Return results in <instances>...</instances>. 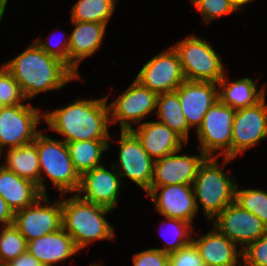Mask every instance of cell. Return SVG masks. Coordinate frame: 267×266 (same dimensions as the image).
I'll return each instance as SVG.
<instances>
[{
    "mask_svg": "<svg viewBox=\"0 0 267 266\" xmlns=\"http://www.w3.org/2000/svg\"><path fill=\"white\" fill-rule=\"evenodd\" d=\"M50 41L49 39H46V41H44L42 40V38H38L35 43L45 53L60 59L69 66V36L67 37V39H64L60 42L58 41V44L56 45L51 43Z\"/></svg>",
    "mask_w": 267,
    "mask_h": 266,
    "instance_id": "cell-37",
    "label": "cell"
},
{
    "mask_svg": "<svg viewBox=\"0 0 267 266\" xmlns=\"http://www.w3.org/2000/svg\"><path fill=\"white\" fill-rule=\"evenodd\" d=\"M146 194L160 215L193 224L198 211L193 185L151 186Z\"/></svg>",
    "mask_w": 267,
    "mask_h": 266,
    "instance_id": "cell-15",
    "label": "cell"
},
{
    "mask_svg": "<svg viewBox=\"0 0 267 266\" xmlns=\"http://www.w3.org/2000/svg\"><path fill=\"white\" fill-rule=\"evenodd\" d=\"M178 152L181 150L155 160L151 186L193 185L198 168L207 156L200 150L198 156Z\"/></svg>",
    "mask_w": 267,
    "mask_h": 266,
    "instance_id": "cell-17",
    "label": "cell"
},
{
    "mask_svg": "<svg viewBox=\"0 0 267 266\" xmlns=\"http://www.w3.org/2000/svg\"><path fill=\"white\" fill-rule=\"evenodd\" d=\"M135 80L157 95L174 92L186 80L174 47L164 49L151 60H148Z\"/></svg>",
    "mask_w": 267,
    "mask_h": 266,
    "instance_id": "cell-11",
    "label": "cell"
},
{
    "mask_svg": "<svg viewBox=\"0 0 267 266\" xmlns=\"http://www.w3.org/2000/svg\"><path fill=\"white\" fill-rule=\"evenodd\" d=\"M242 266H267V233L242 250Z\"/></svg>",
    "mask_w": 267,
    "mask_h": 266,
    "instance_id": "cell-34",
    "label": "cell"
},
{
    "mask_svg": "<svg viewBox=\"0 0 267 266\" xmlns=\"http://www.w3.org/2000/svg\"><path fill=\"white\" fill-rule=\"evenodd\" d=\"M235 112L234 108L223 104L218 99L209 108L200 127L195 131L200 143L198 150L207 157L218 158L224 155V165L231 160L232 126Z\"/></svg>",
    "mask_w": 267,
    "mask_h": 266,
    "instance_id": "cell-7",
    "label": "cell"
},
{
    "mask_svg": "<svg viewBox=\"0 0 267 266\" xmlns=\"http://www.w3.org/2000/svg\"><path fill=\"white\" fill-rule=\"evenodd\" d=\"M26 251L27 241L18 229L13 224L3 226L0 230V265H6Z\"/></svg>",
    "mask_w": 267,
    "mask_h": 266,
    "instance_id": "cell-29",
    "label": "cell"
},
{
    "mask_svg": "<svg viewBox=\"0 0 267 266\" xmlns=\"http://www.w3.org/2000/svg\"><path fill=\"white\" fill-rule=\"evenodd\" d=\"M168 266H205V264L199 255L198 249L191 242L189 245L169 254Z\"/></svg>",
    "mask_w": 267,
    "mask_h": 266,
    "instance_id": "cell-35",
    "label": "cell"
},
{
    "mask_svg": "<svg viewBox=\"0 0 267 266\" xmlns=\"http://www.w3.org/2000/svg\"><path fill=\"white\" fill-rule=\"evenodd\" d=\"M164 223H169L171 225L169 226L171 229L170 231H168L171 233L168 234L171 235V239L172 237L173 239L168 240L169 235H166L168 236L167 239H165V237L163 238L165 239V246L163 248L157 249L170 254L172 252L178 251L180 248L185 247L192 242V233L194 234V228L192 227L193 224L183 220L167 217H165V220H163L162 224ZM163 236H165V234Z\"/></svg>",
    "mask_w": 267,
    "mask_h": 266,
    "instance_id": "cell-31",
    "label": "cell"
},
{
    "mask_svg": "<svg viewBox=\"0 0 267 266\" xmlns=\"http://www.w3.org/2000/svg\"><path fill=\"white\" fill-rule=\"evenodd\" d=\"M71 22L75 27L69 34V67L81 78L78 72L80 63L101 48L107 25L95 22Z\"/></svg>",
    "mask_w": 267,
    "mask_h": 266,
    "instance_id": "cell-20",
    "label": "cell"
},
{
    "mask_svg": "<svg viewBox=\"0 0 267 266\" xmlns=\"http://www.w3.org/2000/svg\"><path fill=\"white\" fill-rule=\"evenodd\" d=\"M8 1L9 0H0V22L3 19Z\"/></svg>",
    "mask_w": 267,
    "mask_h": 266,
    "instance_id": "cell-41",
    "label": "cell"
},
{
    "mask_svg": "<svg viewBox=\"0 0 267 266\" xmlns=\"http://www.w3.org/2000/svg\"><path fill=\"white\" fill-rule=\"evenodd\" d=\"M198 13L201 14L204 23L210 24L216 18L236 12L230 0H189Z\"/></svg>",
    "mask_w": 267,
    "mask_h": 266,
    "instance_id": "cell-32",
    "label": "cell"
},
{
    "mask_svg": "<svg viewBox=\"0 0 267 266\" xmlns=\"http://www.w3.org/2000/svg\"><path fill=\"white\" fill-rule=\"evenodd\" d=\"M108 96L95 100L76 97L65 107L43 113L48 128L59 133L65 143L82 140L110 139Z\"/></svg>",
    "mask_w": 267,
    "mask_h": 266,
    "instance_id": "cell-2",
    "label": "cell"
},
{
    "mask_svg": "<svg viewBox=\"0 0 267 266\" xmlns=\"http://www.w3.org/2000/svg\"><path fill=\"white\" fill-rule=\"evenodd\" d=\"M118 164H112L122 176L129 178L146 193L151 188L155 160L149 156L132 130H121Z\"/></svg>",
    "mask_w": 267,
    "mask_h": 266,
    "instance_id": "cell-9",
    "label": "cell"
},
{
    "mask_svg": "<svg viewBox=\"0 0 267 266\" xmlns=\"http://www.w3.org/2000/svg\"><path fill=\"white\" fill-rule=\"evenodd\" d=\"M217 88L219 100L235 110L254 106L266 96V87L258 90L257 81L249 77L228 82L224 74Z\"/></svg>",
    "mask_w": 267,
    "mask_h": 266,
    "instance_id": "cell-23",
    "label": "cell"
},
{
    "mask_svg": "<svg viewBox=\"0 0 267 266\" xmlns=\"http://www.w3.org/2000/svg\"><path fill=\"white\" fill-rule=\"evenodd\" d=\"M267 137L266 96L256 105L238 109L234 115L231 160Z\"/></svg>",
    "mask_w": 267,
    "mask_h": 266,
    "instance_id": "cell-14",
    "label": "cell"
},
{
    "mask_svg": "<svg viewBox=\"0 0 267 266\" xmlns=\"http://www.w3.org/2000/svg\"><path fill=\"white\" fill-rule=\"evenodd\" d=\"M140 139L151 158L157 160L182 150L186 142L172 129L159 121H148L131 129Z\"/></svg>",
    "mask_w": 267,
    "mask_h": 266,
    "instance_id": "cell-21",
    "label": "cell"
},
{
    "mask_svg": "<svg viewBox=\"0 0 267 266\" xmlns=\"http://www.w3.org/2000/svg\"><path fill=\"white\" fill-rule=\"evenodd\" d=\"M4 167L21 178L32 181L39 189V156L37 145L33 141L16 148L5 149Z\"/></svg>",
    "mask_w": 267,
    "mask_h": 266,
    "instance_id": "cell-25",
    "label": "cell"
},
{
    "mask_svg": "<svg viewBox=\"0 0 267 266\" xmlns=\"http://www.w3.org/2000/svg\"><path fill=\"white\" fill-rule=\"evenodd\" d=\"M31 105L5 106L0 110V146L4 150L29 144L40 132L37 126L43 114Z\"/></svg>",
    "mask_w": 267,
    "mask_h": 266,
    "instance_id": "cell-8",
    "label": "cell"
},
{
    "mask_svg": "<svg viewBox=\"0 0 267 266\" xmlns=\"http://www.w3.org/2000/svg\"><path fill=\"white\" fill-rule=\"evenodd\" d=\"M0 100L5 106L24 104L26 101L18 82L4 65L0 68Z\"/></svg>",
    "mask_w": 267,
    "mask_h": 266,
    "instance_id": "cell-33",
    "label": "cell"
},
{
    "mask_svg": "<svg viewBox=\"0 0 267 266\" xmlns=\"http://www.w3.org/2000/svg\"><path fill=\"white\" fill-rule=\"evenodd\" d=\"M5 107V104L0 100V110H2Z\"/></svg>",
    "mask_w": 267,
    "mask_h": 266,
    "instance_id": "cell-43",
    "label": "cell"
},
{
    "mask_svg": "<svg viewBox=\"0 0 267 266\" xmlns=\"http://www.w3.org/2000/svg\"><path fill=\"white\" fill-rule=\"evenodd\" d=\"M212 225L244 250L250 243L267 233V226L254 214L233 202L219 213Z\"/></svg>",
    "mask_w": 267,
    "mask_h": 266,
    "instance_id": "cell-13",
    "label": "cell"
},
{
    "mask_svg": "<svg viewBox=\"0 0 267 266\" xmlns=\"http://www.w3.org/2000/svg\"><path fill=\"white\" fill-rule=\"evenodd\" d=\"M73 165L81 176L83 173L103 165V152L108 150V140H82L66 143Z\"/></svg>",
    "mask_w": 267,
    "mask_h": 266,
    "instance_id": "cell-27",
    "label": "cell"
},
{
    "mask_svg": "<svg viewBox=\"0 0 267 266\" xmlns=\"http://www.w3.org/2000/svg\"><path fill=\"white\" fill-rule=\"evenodd\" d=\"M157 94L134 79L132 84L109 103L110 123H119L120 130H131V124L144 120L156 111ZM132 121V122H131Z\"/></svg>",
    "mask_w": 267,
    "mask_h": 266,
    "instance_id": "cell-12",
    "label": "cell"
},
{
    "mask_svg": "<svg viewBox=\"0 0 267 266\" xmlns=\"http://www.w3.org/2000/svg\"><path fill=\"white\" fill-rule=\"evenodd\" d=\"M61 201L62 228L79 251L95 240L114 239V227L105 218L112 209L85 201L77 194Z\"/></svg>",
    "mask_w": 267,
    "mask_h": 266,
    "instance_id": "cell-3",
    "label": "cell"
},
{
    "mask_svg": "<svg viewBox=\"0 0 267 266\" xmlns=\"http://www.w3.org/2000/svg\"><path fill=\"white\" fill-rule=\"evenodd\" d=\"M3 65L18 82L26 100L62 89L79 78L66 63L45 53L35 42Z\"/></svg>",
    "mask_w": 267,
    "mask_h": 266,
    "instance_id": "cell-1",
    "label": "cell"
},
{
    "mask_svg": "<svg viewBox=\"0 0 267 266\" xmlns=\"http://www.w3.org/2000/svg\"><path fill=\"white\" fill-rule=\"evenodd\" d=\"M50 203L47 194L41 195L32 205L14 212L13 225L27 242L62 228V201Z\"/></svg>",
    "mask_w": 267,
    "mask_h": 266,
    "instance_id": "cell-10",
    "label": "cell"
},
{
    "mask_svg": "<svg viewBox=\"0 0 267 266\" xmlns=\"http://www.w3.org/2000/svg\"><path fill=\"white\" fill-rule=\"evenodd\" d=\"M117 0H78L71 7V21L108 24Z\"/></svg>",
    "mask_w": 267,
    "mask_h": 266,
    "instance_id": "cell-28",
    "label": "cell"
},
{
    "mask_svg": "<svg viewBox=\"0 0 267 266\" xmlns=\"http://www.w3.org/2000/svg\"><path fill=\"white\" fill-rule=\"evenodd\" d=\"M27 251L43 266L57 265L79 252L73 239L63 228L27 242Z\"/></svg>",
    "mask_w": 267,
    "mask_h": 266,
    "instance_id": "cell-22",
    "label": "cell"
},
{
    "mask_svg": "<svg viewBox=\"0 0 267 266\" xmlns=\"http://www.w3.org/2000/svg\"><path fill=\"white\" fill-rule=\"evenodd\" d=\"M173 47L179 56L186 80L218 84L224 76L221 57L203 38L190 34Z\"/></svg>",
    "mask_w": 267,
    "mask_h": 266,
    "instance_id": "cell-6",
    "label": "cell"
},
{
    "mask_svg": "<svg viewBox=\"0 0 267 266\" xmlns=\"http://www.w3.org/2000/svg\"><path fill=\"white\" fill-rule=\"evenodd\" d=\"M195 239L192 236V243L198 249L205 266H242V250L237 251L238 246L214 226L212 231Z\"/></svg>",
    "mask_w": 267,
    "mask_h": 266,
    "instance_id": "cell-19",
    "label": "cell"
},
{
    "mask_svg": "<svg viewBox=\"0 0 267 266\" xmlns=\"http://www.w3.org/2000/svg\"><path fill=\"white\" fill-rule=\"evenodd\" d=\"M39 156V191L46 195L44 178H49L54 187L63 196L75 193L80 184V175L71 160L67 144L63 140H54L41 131L35 137ZM43 174V176H42ZM45 184V185H44Z\"/></svg>",
    "mask_w": 267,
    "mask_h": 266,
    "instance_id": "cell-4",
    "label": "cell"
},
{
    "mask_svg": "<svg viewBox=\"0 0 267 266\" xmlns=\"http://www.w3.org/2000/svg\"><path fill=\"white\" fill-rule=\"evenodd\" d=\"M6 266H43L32 254L28 251L22 253L17 258L11 260Z\"/></svg>",
    "mask_w": 267,
    "mask_h": 266,
    "instance_id": "cell-38",
    "label": "cell"
},
{
    "mask_svg": "<svg viewBox=\"0 0 267 266\" xmlns=\"http://www.w3.org/2000/svg\"><path fill=\"white\" fill-rule=\"evenodd\" d=\"M155 114L160 119L158 120L159 122L172 129L187 144L191 129L188 126L178 94L175 91L157 95Z\"/></svg>",
    "mask_w": 267,
    "mask_h": 266,
    "instance_id": "cell-26",
    "label": "cell"
},
{
    "mask_svg": "<svg viewBox=\"0 0 267 266\" xmlns=\"http://www.w3.org/2000/svg\"><path fill=\"white\" fill-rule=\"evenodd\" d=\"M0 195L14 211L32 205L42 194L36 184L14 172L0 168Z\"/></svg>",
    "mask_w": 267,
    "mask_h": 266,
    "instance_id": "cell-24",
    "label": "cell"
},
{
    "mask_svg": "<svg viewBox=\"0 0 267 266\" xmlns=\"http://www.w3.org/2000/svg\"><path fill=\"white\" fill-rule=\"evenodd\" d=\"M255 0H230L234 10L237 12L238 10H242V7L250 2Z\"/></svg>",
    "mask_w": 267,
    "mask_h": 266,
    "instance_id": "cell-40",
    "label": "cell"
},
{
    "mask_svg": "<svg viewBox=\"0 0 267 266\" xmlns=\"http://www.w3.org/2000/svg\"><path fill=\"white\" fill-rule=\"evenodd\" d=\"M217 86L213 82L185 80L175 90L190 129L198 130L209 108L219 99Z\"/></svg>",
    "mask_w": 267,
    "mask_h": 266,
    "instance_id": "cell-18",
    "label": "cell"
},
{
    "mask_svg": "<svg viewBox=\"0 0 267 266\" xmlns=\"http://www.w3.org/2000/svg\"><path fill=\"white\" fill-rule=\"evenodd\" d=\"M133 266H168L169 254L157 248L143 250L133 255Z\"/></svg>",
    "mask_w": 267,
    "mask_h": 266,
    "instance_id": "cell-36",
    "label": "cell"
},
{
    "mask_svg": "<svg viewBox=\"0 0 267 266\" xmlns=\"http://www.w3.org/2000/svg\"><path fill=\"white\" fill-rule=\"evenodd\" d=\"M235 203L256 215L267 226V191L263 189H242L236 186Z\"/></svg>",
    "mask_w": 267,
    "mask_h": 266,
    "instance_id": "cell-30",
    "label": "cell"
},
{
    "mask_svg": "<svg viewBox=\"0 0 267 266\" xmlns=\"http://www.w3.org/2000/svg\"><path fill=\"white\" fill-rule=\"evenodd\" d=\"M112 170L106 169L103 164L83 173L80 176V184L76 194L85 201L114 210L115 206L118 205L117 198L124 184L113 165ZM81 192L85 194L83 197Z\"/></svg>",
    "mask_w": 267,
    "mask_h": 266,
    "instance_id": "cell-16",
    "label": "cell"
},
{
    "mask_svg": "<svg viewBox=\"0 0 267 266\" xmlns=\"http://www.w3.org/2000/svg\"><path fill=\"white\" fill-rule=\"evenodd\" d=\"M2 151H4V149L0 146V160L2 159V158H4V156H2V154L4 155L5 153L4 152H2ZM2 157V158H1ZM1 167H3V164L2 165H0V168Z\"/></svg>",
    "mask_w": 267,
    "mask_h": 266,
    "instance_id": "cell-42",
    "label": "cell"
},
{
    "mask_svg": "<svg viewBox=\"0 0 267 266\" xmlns=\"http://www.w3.org/2000/svg\"><path fill=\"white\" fill-rule=\"evenodd\" d=\"M217 160V157H207L199 166L193 183L197 210L200 203L204 216L210 221L235 202L237 186L228 177L231 175L224 172V165L218 166Z\"/></svg>",
    "mask_w": 267,
    "mask_h": 266,
    "instance_id": "cell-5",
    "label": "cell"
},
{
    "mask_svg": "<svg viewBox=\"0 0 267 266\" xmlns=\"http://www.w3.org/2000/svg\"><path fill=\"white\" fill-rule=\"evenodd\" d=\"M14 222V211L8 206L6 201L0 195V224L1 228L3 226H8Z\"/></svg>",
    "mask_w": 267,
    "mask_h": 266,
    "instance_id": "cell-39",
    "label": "cell"
}]
</instances>
